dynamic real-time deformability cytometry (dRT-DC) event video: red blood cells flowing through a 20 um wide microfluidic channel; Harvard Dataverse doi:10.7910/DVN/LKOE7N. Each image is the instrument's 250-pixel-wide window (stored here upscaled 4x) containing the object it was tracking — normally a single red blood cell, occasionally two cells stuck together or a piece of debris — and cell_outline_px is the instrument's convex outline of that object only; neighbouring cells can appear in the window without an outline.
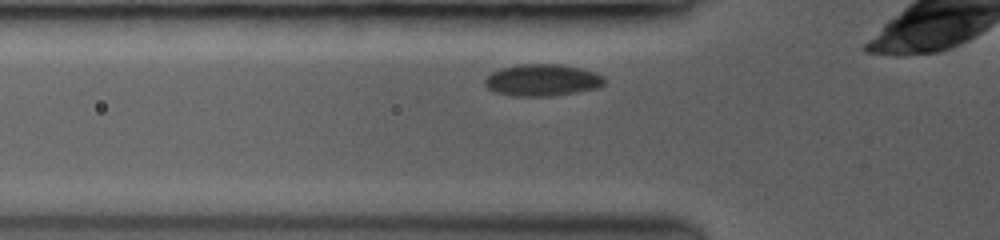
{"species": "common noctule bat (a hibernating species)", "species_latin": "Nyctalus noctula", "temperature_condition": "room temperature", "stored_images_in_passage": 23, "camera_frame_rate_fps": 3500, "um_per_image_px": 0.085, "animal": {"sex": "female", "body_mass_g": 19.0, "forearm_length_mm": 53.3}, "frame": {"image": 1, "passage_image": 2, "time_ms": 0.571, "image_size_px": [1000, 240], "cell_outline_px": [[604, 84], [596, 88], [572, 92], [540, 96], [516, 96], [496, 92], [488, 88], [484, 84], [484, 80], [492, 72], [500, 68], [516, 64], [560, 64], [580, 68], [604, 76]], "centroid_in_image_um": [46.05, 6.79], "position_along_channel_um": 79.8, "area_um2": 21.79}}
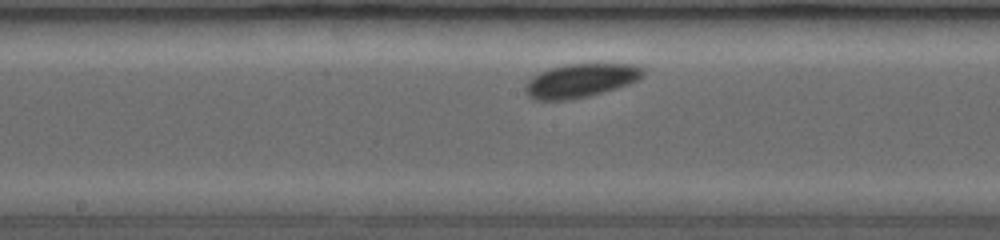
{"frame": {"image": 2, "passage_image": 10, "time_ms": 3.714, "image_size_px": [1000, 240], "cell_outline_px": [[644, 72], [636, 80], [628, 84], [616, 88], [588, 96], [564, 100], [540, 100], [532, 96], [528, 92], [528, 80], [532, 76], [540, 72], [564, 64], [632, 64], [644, 68]], "centroid_in_image_um": [49.39, 6.83], "position_along_channel_um": 198.8, "area_um2": 22.43}}
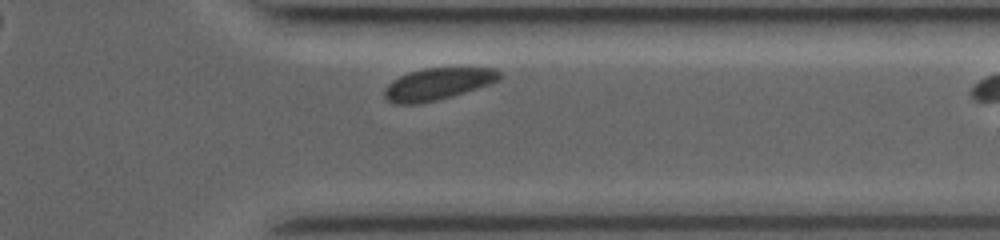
{"frame": {"image": 3, "passage_image": 22, "time_ms": 8.286, "image_size_px": [1000, 240], "cell_outline_px": [[500, 76], [496, 80], [488, 84], [452, 96], [420, 104], [396, 104], [388, 100], [384, 96], [384, 92], [388, 84], [400, 76], [412, 72], [428, 68], [496, 68], [500, 72]], "centroid_in_image_um": [37.18, 7.15], "position_along_channel_um": 374.2, "area_um2": 20.87}}